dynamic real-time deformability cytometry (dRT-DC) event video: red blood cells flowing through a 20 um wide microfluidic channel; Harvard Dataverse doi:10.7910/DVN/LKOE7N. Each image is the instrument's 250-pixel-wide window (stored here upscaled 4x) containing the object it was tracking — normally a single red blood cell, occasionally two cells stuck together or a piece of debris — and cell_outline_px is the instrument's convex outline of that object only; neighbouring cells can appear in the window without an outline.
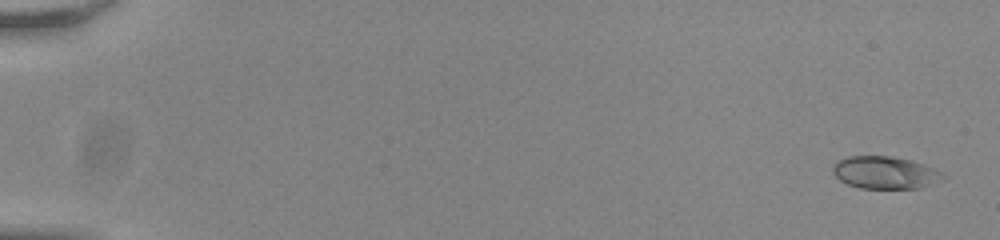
{"species": "common noctule bat (a hibernating species)", "species_latin": "Nyctalus noctula", "temperature_condition": "room temperature", "stored_images_in_passage": 13, "camera_frame_rate_fps": 3000, "um_per_image_px": 0.085, "animal": {"sex": "male", "body_mass_g": 20.0, "forearm_length_mm": 53.3}, "frame": {"image": 1, "passage_image": 2, "time_ms": 0.333, "image_size_px": [1000, 240], "cell_outline_px": [[944, 180], [920, 188], [860, 188], [848, 184], [840, 180], [832, 172], [832, 164], [836, 160], [848, 156], [892, 156], [912, 160], [924, 164], [940, 172], [944, 176]], "centroid_in_image_um": [75.2, 14.66], "position_along_channel_um": 9.8, "area_um2": 20.92}}